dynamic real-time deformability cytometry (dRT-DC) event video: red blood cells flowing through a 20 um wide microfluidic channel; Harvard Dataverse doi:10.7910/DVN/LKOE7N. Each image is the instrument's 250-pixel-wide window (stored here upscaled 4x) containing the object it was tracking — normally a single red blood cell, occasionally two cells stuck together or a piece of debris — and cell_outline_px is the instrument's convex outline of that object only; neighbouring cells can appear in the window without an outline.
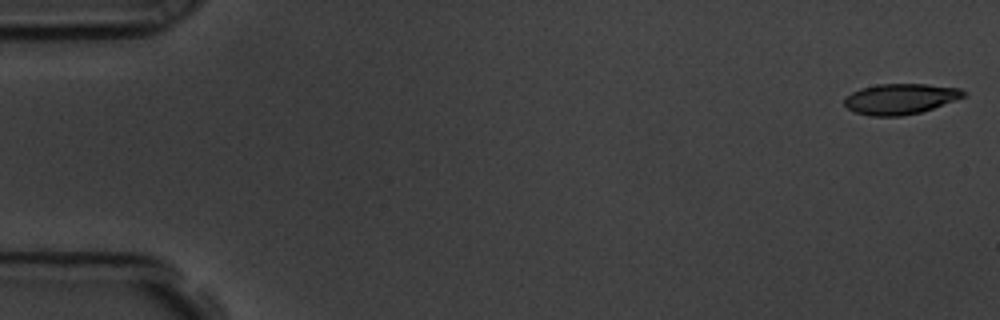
{"species": "common noctule bat (a hibernating species)", "species_latin": "Nyctalus noctula", "temperature_condition": "room temperature", "stored_images_in_passage": 9, "camera_frame_rate_fps": 3000, "um_per_image_px": 0.085, "animal": {"sex": "male", "body_mass_g": 19.5, "forearm_length_mm": 54.6}, "frame": {"image": 1, "passage_image": 1, "time_ms": 0.0, "image_size_px": [1000, 320], "cell_outline_px": [[968, 96], [920, 112], [900, 116], [868, 116], [856, 112], [848, 108], [844, 104], [844, 96], [860, 88], [876, 84], [928, 84], [960, 88], [968, 92]], "centroid_in_image_um": [76.54, 8.39], "position_along_channel_um": 8.5, "area_um2": 21.44}}